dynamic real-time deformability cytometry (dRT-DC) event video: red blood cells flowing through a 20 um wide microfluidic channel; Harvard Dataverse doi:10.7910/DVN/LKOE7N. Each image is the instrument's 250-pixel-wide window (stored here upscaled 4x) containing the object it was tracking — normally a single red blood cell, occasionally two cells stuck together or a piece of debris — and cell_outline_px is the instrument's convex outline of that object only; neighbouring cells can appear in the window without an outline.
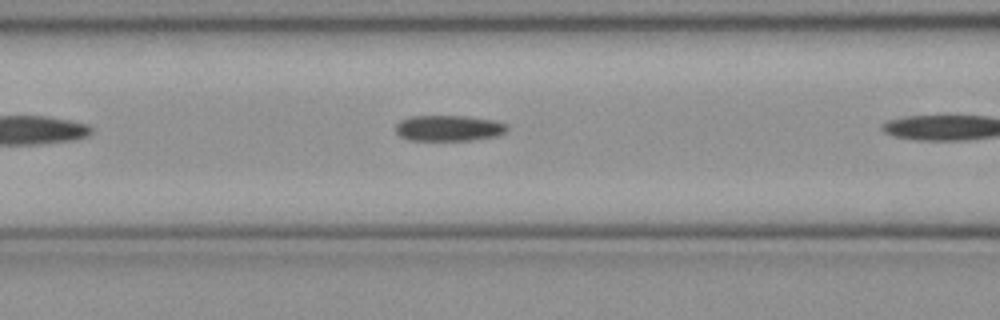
{"species": "common noctule bat (a hibernating species)", "species_latin": "Nyctalus noctula", "temperature_condition": "cold", "stored_images_in_passage": 6, "camera_frame_rate_fps": 3000, "um_per_image_px": 0.085, "animal": {"sex": "female", "body_mass_g": 21.9}, "frame": {"image": 1, "passage_image": 5, "time_ms": 1.333, "image_size_px": [1000, 320], "cell_outline_px": [[508, 128], [504, 132], [496, 136], [472, 140], [408, 140], [400, 136], [396, 132], [396, 124], [400, 120], [412, 116], [468, 116], [496, 120], [504, 124]], "centroid_in_image_um": [38.12, 10.89], "position_along_channel_um": 128.5, "area_um2": 16.76}}